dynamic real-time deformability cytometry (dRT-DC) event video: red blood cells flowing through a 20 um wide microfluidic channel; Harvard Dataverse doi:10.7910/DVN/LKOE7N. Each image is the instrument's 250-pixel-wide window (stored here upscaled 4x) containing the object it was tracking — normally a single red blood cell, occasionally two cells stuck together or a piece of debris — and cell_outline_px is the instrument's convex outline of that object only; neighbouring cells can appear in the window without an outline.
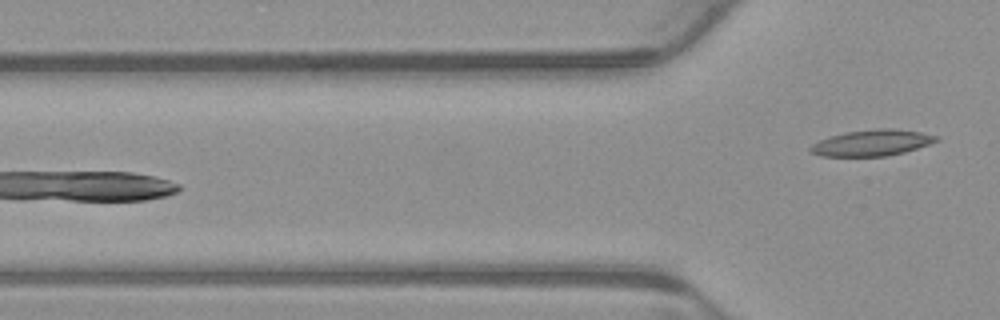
{"species": "common noctule bat (a hibernating species)", "species_latin": "Nyctalus noctula", "temperature_condition": "warm", "stored_images_in_passage": 5, "camera_frame_rate_fps": 3000, "um_per_image_px": 0.085, "animal": {"sex": "male", "body_mass_g": 23.1, "forearm_length_mm": 52.7}, "frame": {"image": 1, "passage_image": 5, "time_ms": 1.333, "image_size_px": [1000, 320], "cell_outline_px": [[940, 140], [904, 152], [884, 156], [820, 156], [812, 152], [808, 148], [812, 144], [820, 140], [844, 132], [876, 128], [892, 128], [920, 132], [940, 136]], "centroid_in_image_um": [74.13, 12.13], "position_along_channel_um": 51.7, "area_um2": 19.07}}